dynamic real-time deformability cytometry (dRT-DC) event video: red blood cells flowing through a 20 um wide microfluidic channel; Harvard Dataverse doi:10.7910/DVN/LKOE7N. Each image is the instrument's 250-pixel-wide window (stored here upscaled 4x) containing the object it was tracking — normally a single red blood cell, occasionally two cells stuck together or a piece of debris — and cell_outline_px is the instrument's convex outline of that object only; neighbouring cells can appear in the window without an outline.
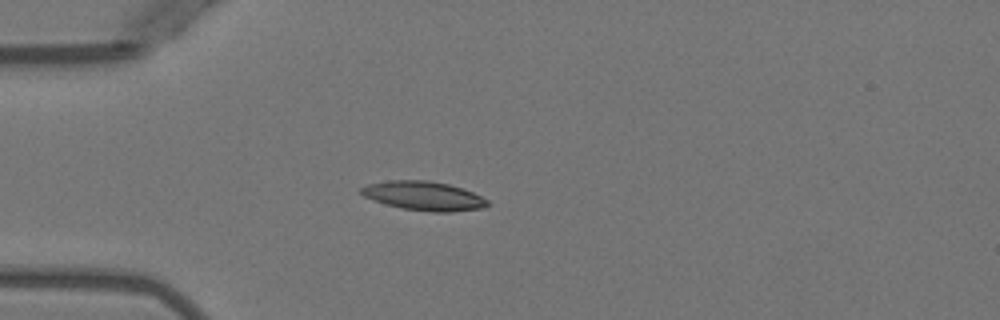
{"species": "Egyptian fruit bat (a non-hibernating species)", "species_latin": "Rousettus aegyptiacus", "temperature_condition": "warm", "stored_images_in_passage": 2, "camera_frame_rate_fps": 3000, "um_per_image_px": 0.085, "animal": {"sex": "female"}, "frame": {"image": 1, "passage_image": 1, "time_ms": 0.0, "image_size_px": [1000, 320], "cell_outline_px": [[488, 204], [484, 208], [452, 212], [432, 212], [404, 208], [388, 204], [364, 196], [360, 192], [360, 188], [368, 184], [388, 180], [428, 180], [448, 184], [472, 192], [488, 200]], "centroid_in_image_um": [36.03, 16.64], "position_along_channel_um": 49.0, "area_um2": 21.1}}